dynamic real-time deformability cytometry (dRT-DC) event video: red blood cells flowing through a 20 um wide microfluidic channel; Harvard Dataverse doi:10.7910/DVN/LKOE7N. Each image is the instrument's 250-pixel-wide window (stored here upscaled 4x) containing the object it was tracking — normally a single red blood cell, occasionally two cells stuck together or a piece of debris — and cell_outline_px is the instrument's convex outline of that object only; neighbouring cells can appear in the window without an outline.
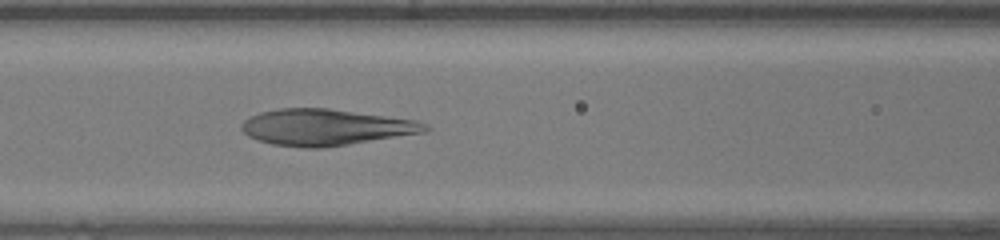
{"species": "human", "species_latin": "Homo sapiens", "temperature_condition": "warm", "stored_images_in_passage": 35, "camera_frame_rate_fps": 3000, "um_per_image_px": 0.085, "donor": {"sex": "female"}, "frame": {"image": 1, "passage_image": 7, "time_ms": 2.0, "image_size_px": [1000, 240], "cell_outline_px": [[432, 128], [424, 132], [348, 144], [320, 148], [308, 148], [272, 144], [248, 136], [240, 128], [240, 124], [244, 120], [260, 112], [280, 108], [328, 108], [416, 120], [428, 124]], "centroid_in_image_um": [27.67, 10.81], "position_along_channel_um": 138.9, "area_um2": 38.55}}
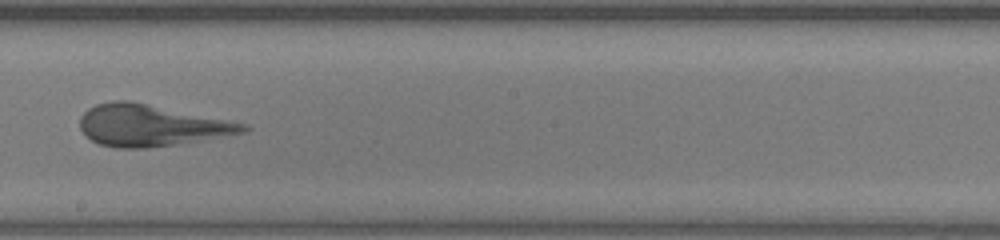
{"frame": {"image": 2, "passage_image": 14, "time_ms": 4.333, "image_size_px": [1000, 240], "cell_outline_px": [[252, 128], [244, 132], [176, 144], [144, 148], [116, 148], [100, 144], [84, 136], [80, 128], [80, 116], [88, 108], [96, 104], [112, 100], [128, 100], [248, 124]], "centroid_in_image_um": [12.78, 10.65], "position_along_channel_um": 235.4, "area_um2": 39.19}}
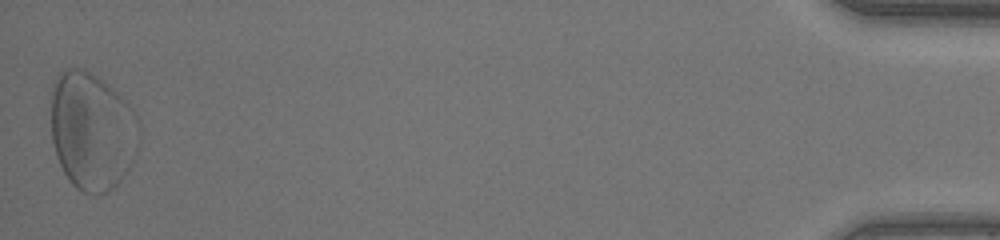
{"frame": {"image": 3, "passage_image": 35, "time_ms": 11.333, "image_size_px": [1000, 240], "cell_outline_px": [[140, 144], [136, 156], [128, 172], [108, 192], [100, 196], [96, 196], [84, 192], [76, 188], [72, 184], [64, 172], [56, 156], [52, 140], [48, 92], [56, 76], [60, 72], [68, 68], [84, 68], [104, 80], [132, 108], [140, 120]], "centroid_in_image_um": [7.81, 11.12], "position_along_channel_um": 427.4, "area_um2": 62.37}}